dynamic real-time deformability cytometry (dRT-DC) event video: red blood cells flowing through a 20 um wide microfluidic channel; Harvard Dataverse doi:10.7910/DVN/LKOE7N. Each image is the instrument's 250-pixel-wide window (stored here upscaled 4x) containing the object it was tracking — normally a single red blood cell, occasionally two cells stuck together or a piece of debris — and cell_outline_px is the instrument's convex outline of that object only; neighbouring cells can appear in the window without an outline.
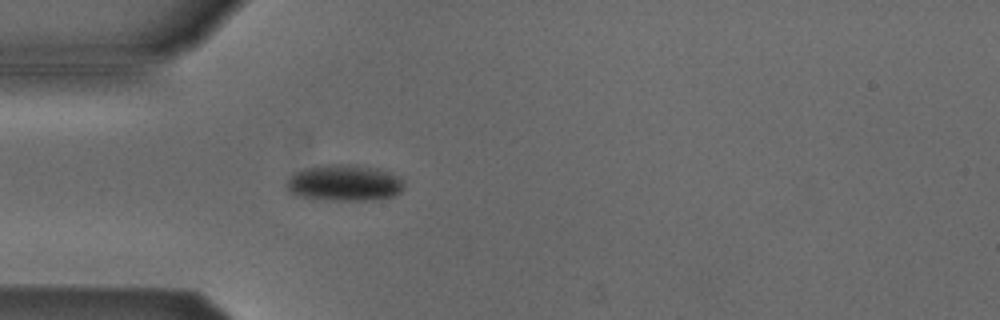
{"species": "Egyptian fruit bat (a non-hibernating species)", "species_latin": "Rousettus aegyptiacus", "temperature_condition": "cold", "stored_images_in_passage": 3, "camera_frame_rate_fps": 3000, "um_per_image_px": 0.085, "animal": {"sex": "male"}, "frame": {"image": 1, "passage_image": 3, "time_ms": 3.333, "image_size_px": [1000, 320], "cell_outline_px": [[404, 188], [396, 196], [372, 200], [312, 200], [288, 192], [284, 184], [288, 176], [292, 172], [304, 168], [324, 164], [356, 164], [376, 168], [400, 176], [404, 180]], "centroid_in_image_um": [29.22, 15.54], "position_along_channel_um": 55.8, "area_um2": 25.72}}